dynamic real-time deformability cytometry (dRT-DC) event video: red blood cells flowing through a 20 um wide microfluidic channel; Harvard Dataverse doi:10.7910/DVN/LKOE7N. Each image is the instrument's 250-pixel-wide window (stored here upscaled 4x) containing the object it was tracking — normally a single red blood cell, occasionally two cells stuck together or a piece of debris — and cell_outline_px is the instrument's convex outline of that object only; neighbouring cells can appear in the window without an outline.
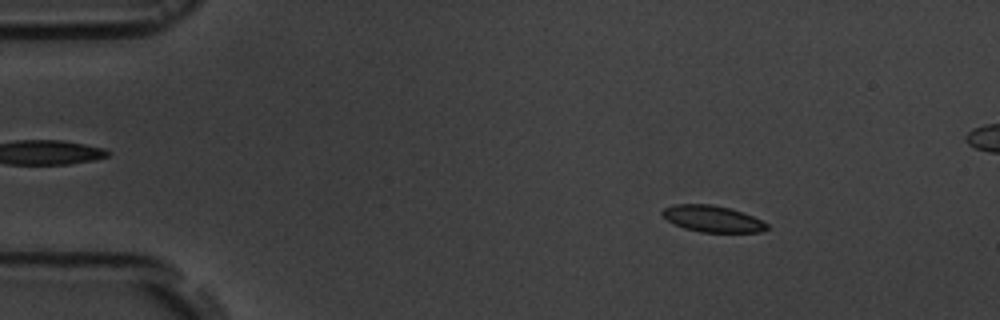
{"species": "common noctule bat (a hibernating species)", "species_latin": "Nyctalus noctula", "temperature_condition": "room temperature", "stored_images_in_passage": 6, "camera_frame_rate_fps": 3000, "um_per_image_px": 0.085, "animal": {"sex": "male", "body_mass_g": 19.5, "forearm_length_mm": 54.6}, "frame": {"image": 1, "passage_image": 1, "time_ms": 0.0, "image_size_px": [1000, 320], "cell_outline_px": [[768, 228], [760, 232], [700, 232], [684, 228], [668, 220], [660, 212], [664, 208], [676, 204], [712, 204], [744, 212], [768, 224]], "centroid_in_image_um": [60.56, 18.59], "position_along_channel_um": 24.4, "area_um2": 15.95}}
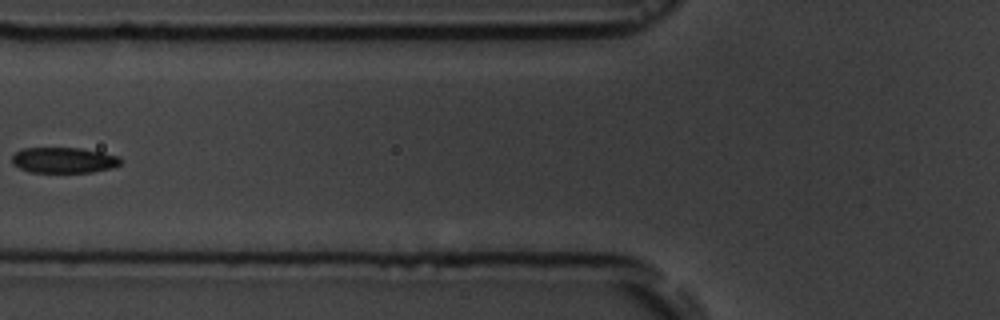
{"frame": {"image": 2, "passage_image": 5, "time_ms": 4.667, "image_size_px": [1000, 320], "cell_outline_px": [[120, 164], [112, 168], [92, 172], [28, 172], [12, 164], [12, 156], [20, 148], [80, 148], [120, 156]], "centroid_in_image_um": [5.39, 13.61], "position_along_channel_um": 120.4, "area_um2": 16.24}}
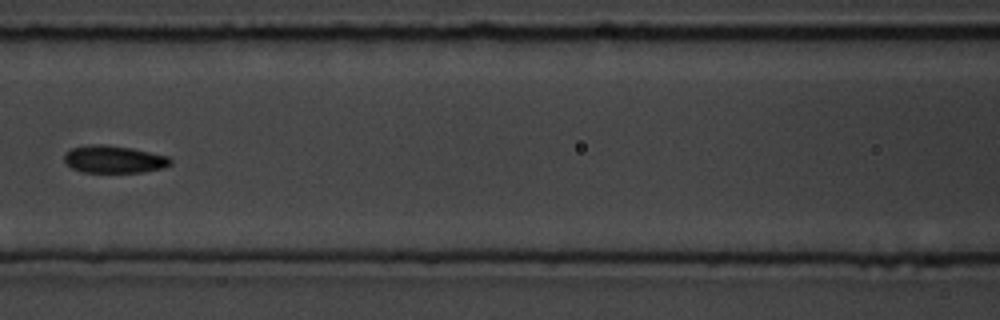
{"frame": {"image": 3, "passage_image": 6, "time_ms": 5.667, "image_size_px": [1000, 320], "cell_outline_px": [[172, 164], [164, 168], [144, 172], [84, 172], [72, 168], [64, 160], [64, 152], [72, 148], [88, 144], [104, 144], [132, 148], [168, 156], [172, 160]], "centroid_in_image_um": [9.7, 13.53], "position_along_channel_um": 156.9, "area_um2": 17.11}}